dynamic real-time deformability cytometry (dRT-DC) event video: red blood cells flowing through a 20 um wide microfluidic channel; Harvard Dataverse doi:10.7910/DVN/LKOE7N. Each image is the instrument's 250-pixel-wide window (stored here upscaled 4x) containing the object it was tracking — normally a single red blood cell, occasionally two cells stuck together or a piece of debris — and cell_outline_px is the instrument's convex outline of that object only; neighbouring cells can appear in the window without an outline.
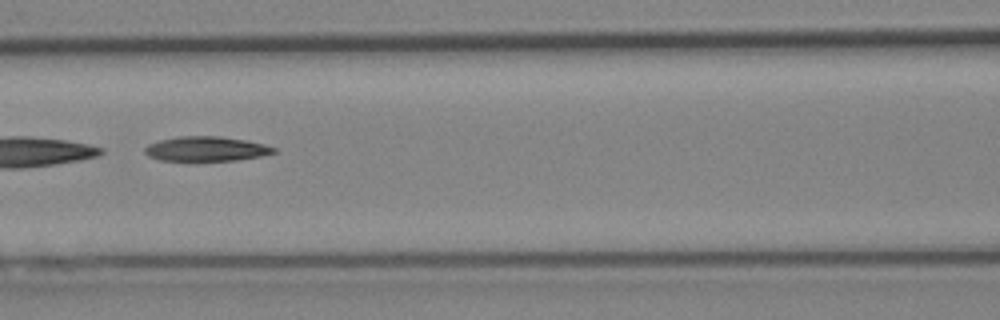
{"species": "Egyptian fruit bat (a non-hibernating species)", "species_latin": "Rousettus aegyptiacus", "temperature_condition": "cold", "stored_images_in_passage": 48, "segment_of_instrument_passage": [2, 2], "camera_frame_rate_fps": 3000, "um_per_image_px": 0.085, "animal": {"sex": "female"}, "frame": {"image": 1, "passage_image": 22, "time_ms": 7.0, "image_size_px": [1000, 320], "cell_outline_px": [[276, 152], [260, 156], [236, 160], [160, 160], [148, 156], [144, 152], [144, 148], [148, 144], [160, 140], [180, 136], [220, 136], [244, 140], [264, 144], [276, 148]], "centroid_in_image_um": [17.51, 12.64], "position_along_channel_um": 149.1, "area_um2": 18.32}}
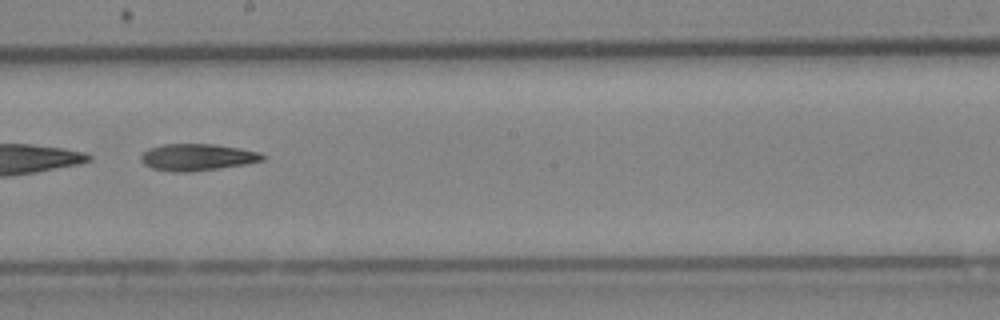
{"frame": {"image": 2, "passage_image": 28, "time_ms": 9.0, "image_size_px": [1000, 320], "cell_outline_px": [[268, 156], [264, 160], [248, 164], [188, 172], [172, 172], [152, 168], [144, 164], [140, 160], [140, 156], [148, 148], [164, 144], [216, 144], [240, 148], [260, 152]], "centroid_in_image_um": [16.8, 13.36], "position_along_channel_um": 231.4, "area_um2": 19.19}}
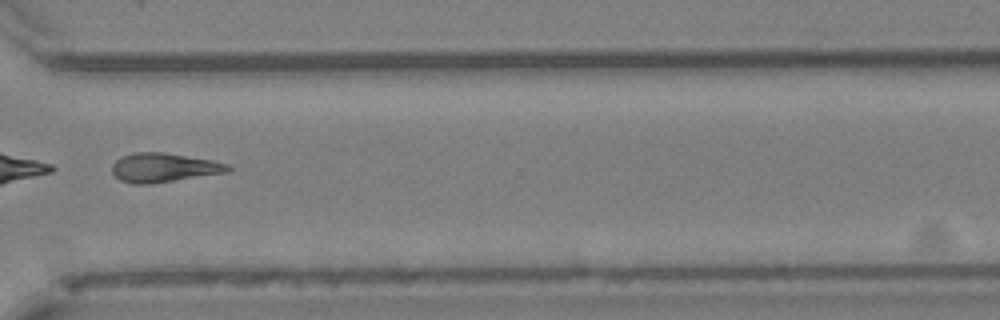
{"frame": {"image": 3, "passage_image": 37, "time_ms": 12.0, "image_size_px": [1000, 320], "cell_outline_px": [[232, 168], [228, 172], [152, 184], [132, 184], [120, 180], [112, 172], [112, 164], [120, 156], [136, 152], [164, 152], [212, 160], [228, 164]], "centroid_in_image_um": [13.91, 14.25], "position_along_channel_um": 356.7, "area_um2": 19.77}}